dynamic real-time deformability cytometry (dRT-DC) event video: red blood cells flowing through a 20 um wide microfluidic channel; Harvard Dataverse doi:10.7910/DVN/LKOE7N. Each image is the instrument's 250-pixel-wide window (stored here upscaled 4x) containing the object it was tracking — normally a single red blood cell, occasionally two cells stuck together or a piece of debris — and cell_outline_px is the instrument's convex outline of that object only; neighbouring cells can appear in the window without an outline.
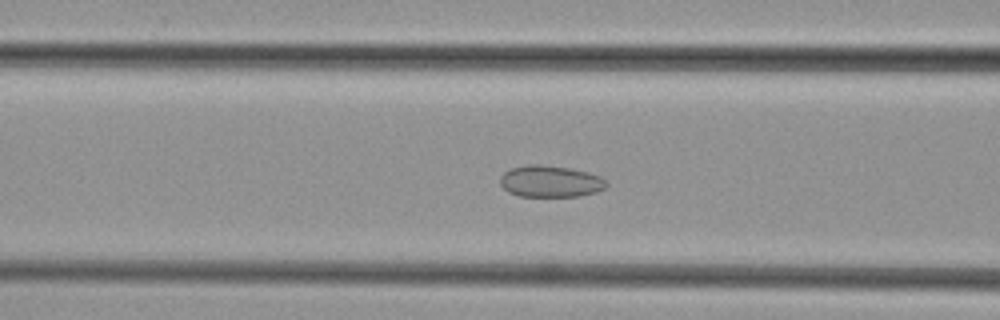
{"species": "common noctule bat (a hibernating species)", "species_latin": "Nyctalus noctula", "temperature_condition": "cold", "stored_images_in_passage": 48, "camera_frame_rate_fps": 3000, "um_per_image_px": 0.085, "animal": {"sex": "female", "body_mass_g": 29.2, "forearm_length_mm": 56.3}, "frame": {"image": 1, "passage_image": 19, "time_ms": 6.0, "image_size_px": [1000, 320], "cell_outline_px": [[608, 184], [604, 188], [596, 192], [580, 196], [520, 196], [508, 192], [500, 184], [500, 176], [504, 172], [512, 168], [528, 164], [540, 164], [568, 168], [588, 172], [600, 176]], "centroid_in_image_um": [46.77, 15.41], "position_along_channel_um": 119.8, "area_um2": 19.54}}
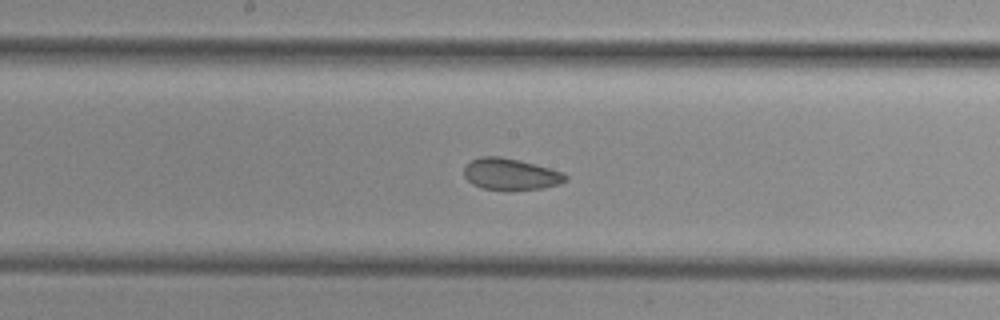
{"frame": {"image": 2, "passage_image": 25, "time_ms": 8.0, "image_size_px": [1000, 320], "cell_outline_px": [[568, 180], [560, 184], [544, 188], [512, 192], [504, 192], [484, 188], [472, 184], [464, 176], [464, 168], [472, 160], [480, 156], [500, 156], [520, 160], [536, 164], [564, 172], [568, 176]], "centroid_in_image_um": [43.45, 14.84], "position_along_channel_um": 204.8, "area_um2": 19.31}}
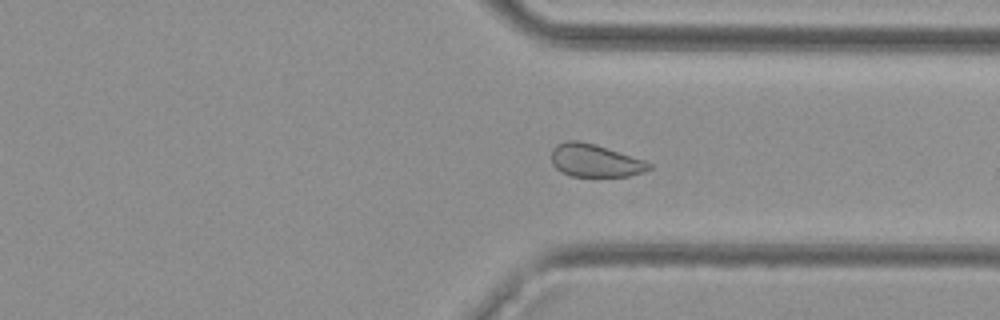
{"frame": {"image": 3, "passage_image": 36, "time_ms": 11.667, "image_size_px": [1000, 320], "cell_outline_px": [[652, 168], [644, 172], [628, 176], [572, 176], [560, 172], [552, 164], [552, 148], [556, 144], [568, 140], [580, 140], [596, 144], [644, 160], [652, 164]], "centroid_in_image_um": [50.56, 13.64], "position_along_channel_um": 360.8, "area_um2": 18.79}}